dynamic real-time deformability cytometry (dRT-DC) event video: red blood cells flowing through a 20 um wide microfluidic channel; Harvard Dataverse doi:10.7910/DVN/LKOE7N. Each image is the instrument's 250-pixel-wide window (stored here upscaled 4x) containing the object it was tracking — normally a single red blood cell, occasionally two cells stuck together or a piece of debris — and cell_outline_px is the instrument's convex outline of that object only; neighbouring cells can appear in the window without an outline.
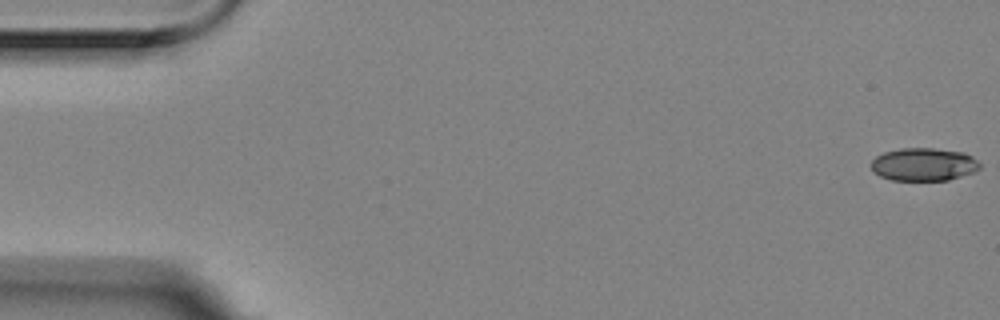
{"species": "Egyptian fruit bat (a non-hibernating species)", "species_latin": "Rousettus aegyptiacus", "temperature_condition": "room temperature", "stored_images_in_passage": 3, "camera_frame_rate_fps": 3000, "um_per_image_px": 0.085, "animal": {"sex": "female"}, "frame": {"image": 1, "passage_image": 1, "time_ms": 0.0, "image_size_px": [1000, 320], "cell_outline_px": [[980, 168], [972, 172], [948, 180], [892, 180], [880, 176], [872, 172], [872, 160], [876, 156], [884, 152], [900, 148], [932, 148], [964, 152], [972, 156], [980, 164]], "centroid_in_image_um": [78.49, 13.97], "position_along_channel_um": 6.5, "area_um2": 20.81}}